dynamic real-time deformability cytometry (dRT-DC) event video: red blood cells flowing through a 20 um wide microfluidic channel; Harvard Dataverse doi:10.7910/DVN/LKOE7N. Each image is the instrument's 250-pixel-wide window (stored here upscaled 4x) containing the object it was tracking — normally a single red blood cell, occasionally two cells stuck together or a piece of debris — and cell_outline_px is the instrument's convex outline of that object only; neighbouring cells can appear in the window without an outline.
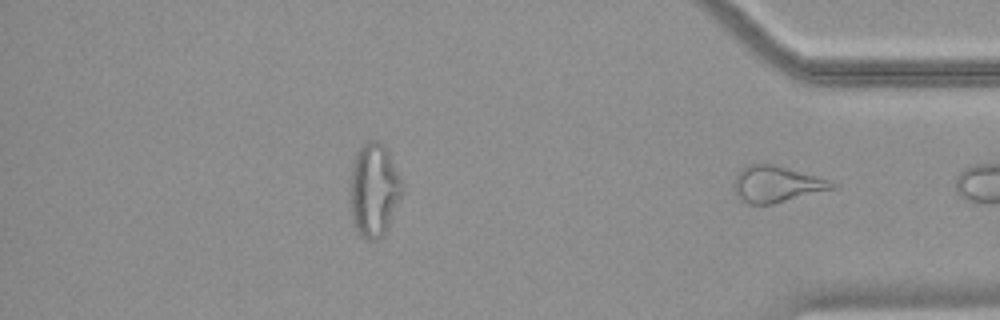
{"species": "common noctule bat (a hibernating species)", "species_latin": "Nyctalus noctula", "temperature_condition": "warm", "stored_images_in_passage": 35, "camera_frame_rate_fps": 3000, "um_per_image_px": 0.085, "animal": {"sex": "female", "body_mass_g": 18.4}, "frame": {"image": 1, "passage_image": 35, "time_ms": 11.333, "image_size_px": [1000, 320], "cell_outline_px": [[836, 188], [772, 204], [748, 204], [740, 200], [736, 196], [732, 188], [736, 176], [748, 164], [772, 164], [816, 176], [828, 180], [836, 184]], "centroid_in_image_um": [65.96, 15.67], "position_along_channel_um": 369.2, "area_um2": 20.52}}